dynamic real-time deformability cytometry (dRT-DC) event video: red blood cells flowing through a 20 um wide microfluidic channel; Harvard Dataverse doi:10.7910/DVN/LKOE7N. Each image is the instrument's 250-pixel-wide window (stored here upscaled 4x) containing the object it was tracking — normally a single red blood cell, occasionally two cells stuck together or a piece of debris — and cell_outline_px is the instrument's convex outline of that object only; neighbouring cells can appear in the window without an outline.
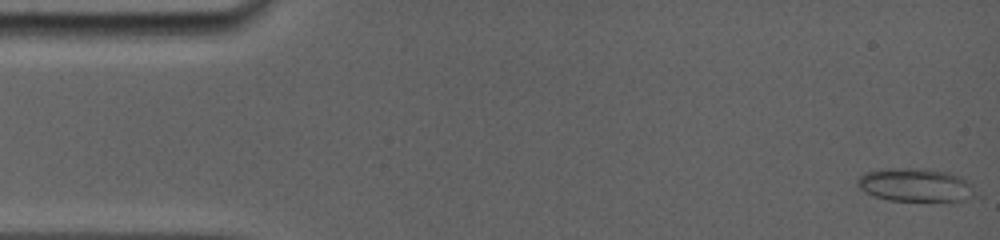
{"species": "common noctule bat (a hibernating species)", "species_latin": "Nyctalus noctula", "temperature_condition": "room temperature", "stored_images_in_passage": 74, "camera_frame_rate_fps": 5000, "um_per_image_px": 0.085, "animal": {"sex": "female", "body_mass_g": 19.0, "forearm_length_mm": 56.7}, "frame": {"image": 1, "passage_image": 1, "time_ms": 0.0, "image_size_px": [1000, 240], "cell_outline_px": [[984, 196], [964, 200], [888, 200], [864, 192], [856, 184], [856, 180], [860, 176], [868, 172], [892, 168], [924, 168], [948, 172], [964, 176]], "centroid_in_image_um": [77.96, 15.72], "position_along_channel_um": 7.0, "area_um2": 23.29}}
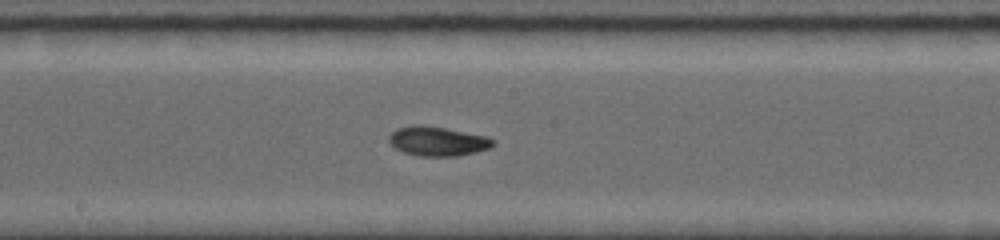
{"frame": {"image": 2, "passage_image": 38, "time_ms": 8.4, "image_size_px": [1000, 240], "cell_outline_px": [[496, 144], [488, 148], [476, 152], [456, 156], [420, 156], [404, 152], [396, 148], [388, 140], [388, 136], [396, 128], [412, 124], [420, 124], [444, 128], [488, 136], [496, 140]], "centroid_in_image_um": [37.21, 11.99], "position_along_channel_um": 211.0, "area_um2": 17.92}}
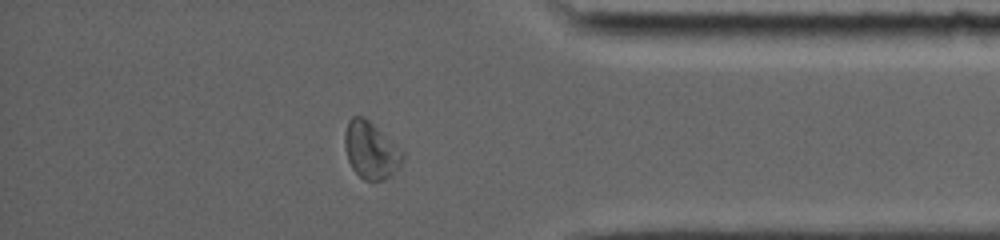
{"frame": {"image": 3, "passage_image": 64, "time_ms": 13.6, "image_size_px": [1000, 240], "cell_outline_px": [[404, 160], [400, 168], [384, 180], [364, 180], [352, 168], [348, 160], [344, 148], [344, 132], [348, 120], [352, 116], [364, 116], [400, 148], [404, 152]], "centroid_in_image_um": [31.52, 12.77], "position_along_channel_um": 403.7, "area_um2": 19.36}, "authors_computed_cell_mechanics": {"area_um2": 17.6579, "velocity_mm_per_s": 3.8876, "shape_relaxation_time_tau1_ms": 7.0602, "shape_relaxation_time_tau2_ms": 4.8169, "deformation_change_tau1": 0.1908, "deformation_change_tau2": 0.0834}}